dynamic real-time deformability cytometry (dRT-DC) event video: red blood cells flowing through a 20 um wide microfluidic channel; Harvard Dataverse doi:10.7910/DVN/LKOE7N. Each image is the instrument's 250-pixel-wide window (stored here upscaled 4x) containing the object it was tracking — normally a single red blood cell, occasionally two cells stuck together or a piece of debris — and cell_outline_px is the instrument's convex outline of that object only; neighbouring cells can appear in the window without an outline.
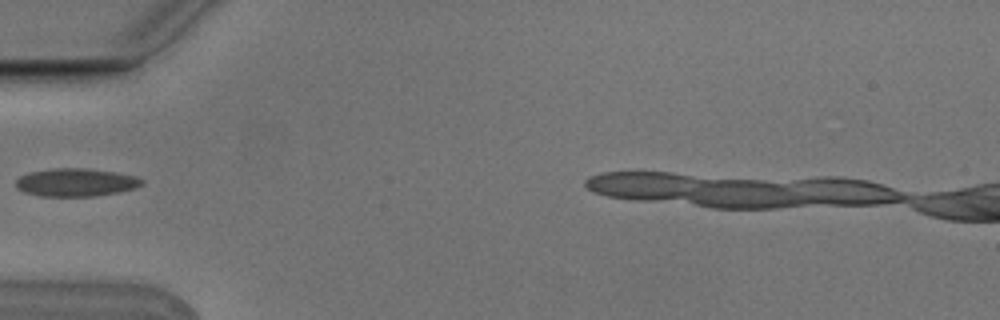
{"species": "Egyptian fruit bat (a non-hibernating species)", "species_latin": "Rousettus aegyptiacus", "temperature_condition": "cold", "stored_images_in_passage": 4, "camera_frame_rate_fps": 3000, "um_per_image_px": 0.085, "animal": {"sex": "male"}, "frame": {"image": 1, "passage_image": 4, "time_ms": 1.0, "image_size_px": [1000, 320], "cell_outline_px": [[144, 184], [136, 188], [120, 192], [96, 196], [40, 196], [24, 192], [16, 188], [16, 180], [20, 176], [32, 172], [56, 168], [84, 168], [112, 172], [136, 176], [144, 180]], "centroid_in_image_um": [6.48, 15.51], "position_along_channel_um": 78.5, "area_um2": 20.52}}